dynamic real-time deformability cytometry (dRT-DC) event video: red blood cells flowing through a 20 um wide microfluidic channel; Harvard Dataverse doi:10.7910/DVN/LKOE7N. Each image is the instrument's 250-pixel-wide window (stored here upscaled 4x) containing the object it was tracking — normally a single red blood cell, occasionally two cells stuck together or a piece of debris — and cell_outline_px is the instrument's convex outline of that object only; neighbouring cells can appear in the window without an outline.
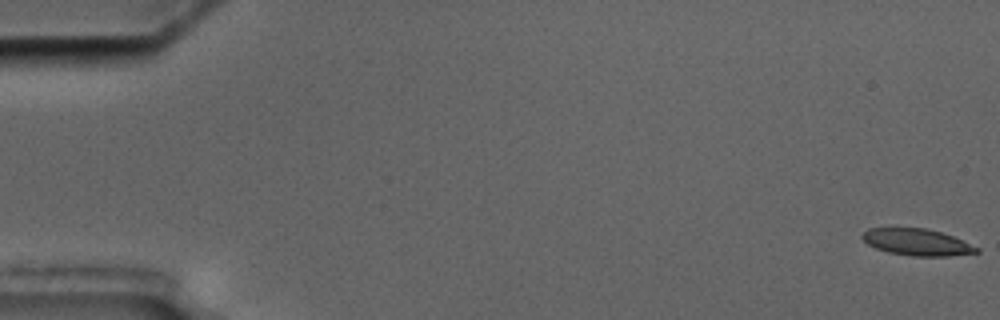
{"species": "common noctule bat (a hibernating species)", "species_latin": "Nyctalus noctula", "temperature_condition": "cold", "stored_images_in_passage": 6, "camera_frame_rate_fps": 3000, "um_per_image_px": 0.085, "animal": {"sex": "male", "body_mass_g": 17.5, "forearm_length_mm": 52.3}, "frame": {"image": 1, "passage_image": 1, "time_ms": 0.0, "image_size_px": [1000, 320], "cell_outline_px": [[980, 252], [948, 256], [912, 256], [888, 252], [876, 248], [868, 244], [860, 236], [868, 228], [928, 228], [952, 236], [980, 248]], "centroid_in_image_um": [77.94, 20.58], "position_along_channel_um": 7.1, "area_um2": 17.69}}
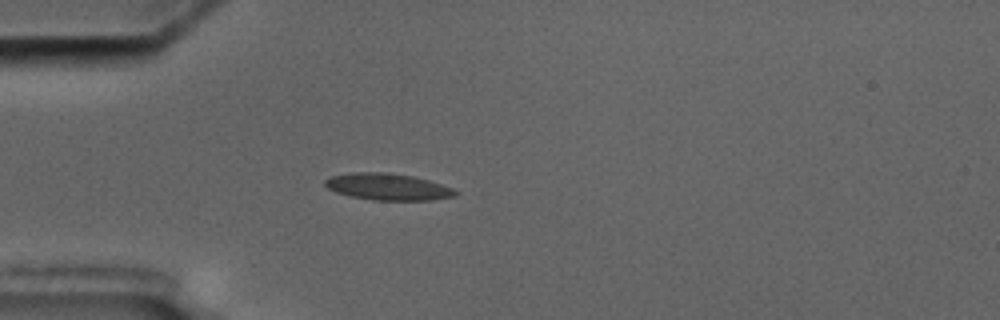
{"frame": {"image": 2, "passage_image": 5, "time_ms": 5.333, "image_size_px": [1000, 320], "cell_outline_px": [[460, 192], [456, 196], [432, 200], [372, 200], [348, 196], [336, 192], [328, 188], [324, 184], [324, 180], [332, 176], [352, 172], [384, 172], [412, 176], [428, 180], [452, 188]], "centroid_in_image_um": [32.96, 15.88], "position_along_channel_um": 52.0, "area_um2": 20.29}}